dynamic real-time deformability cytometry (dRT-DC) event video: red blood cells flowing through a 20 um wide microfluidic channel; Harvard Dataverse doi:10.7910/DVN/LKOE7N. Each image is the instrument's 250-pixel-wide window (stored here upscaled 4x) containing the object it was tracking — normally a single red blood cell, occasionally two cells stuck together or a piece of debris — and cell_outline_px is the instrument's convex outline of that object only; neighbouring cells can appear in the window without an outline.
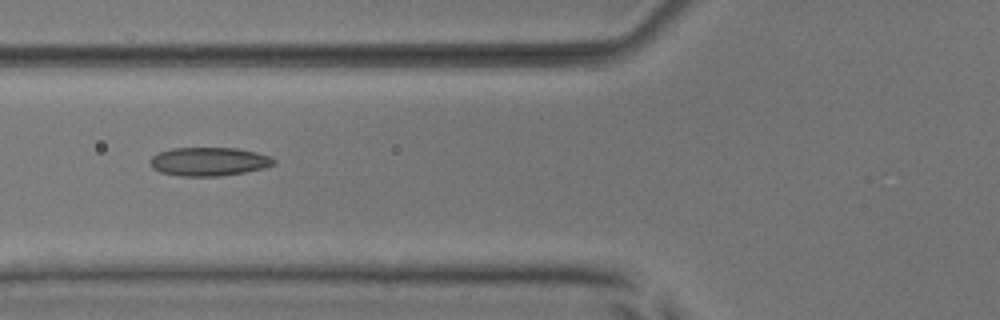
{"species": "common noctule bat (a hibernating species)", "species_latin": "Nyctalus noctula", "temperature_condition": "room temperature", "stored_images_in_passage": 7, "camera_frame_rate_fps": 3000, "um_per_image_px": 0.085, "animal": {"sex": "male", "body_mass_g": 17.9, "forearm_length_mm": 54.2}, "frame": {"image": 1, "passage_image": 3, "time_ms": 0.667, "image_size_px": [1000, 320], "cell_outline_px": [[276, 164], [264, 168], [244, 172], [220, 176], [180, 176], [160, 172], [152, 168], [148, 160], [152, 156], [160, 152], [172, 148], [236, 148], [256, 152], [272, 156], [276, 160]], "centroid_in_image_um": [17.77, 13.73], "position_along_channel_um": 108.0, "area_um2": 20.75}}
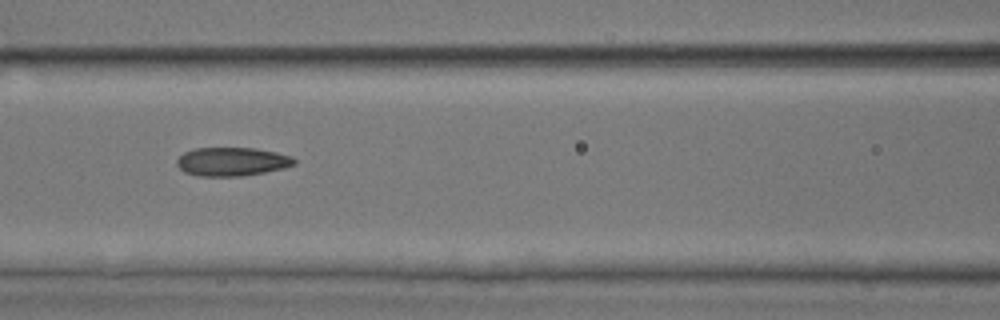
{"frame": {"image": 2, "passage_image": 4, "time_ms": 1.0, "image_size_px": [1000, 320], "cell_outline_px": [[296, 164], [284, 168], [244, 176], [200, 176], [184, 172], [176, 164], [176, 160], [184, 152], [196, 148], [256, 148], [276, 152], [292, 156], [296, 160]], "centroid_in_image_um": [19.73, 13.74], "position_along_channel_um": 146.9, "area_um2": 19.65}}